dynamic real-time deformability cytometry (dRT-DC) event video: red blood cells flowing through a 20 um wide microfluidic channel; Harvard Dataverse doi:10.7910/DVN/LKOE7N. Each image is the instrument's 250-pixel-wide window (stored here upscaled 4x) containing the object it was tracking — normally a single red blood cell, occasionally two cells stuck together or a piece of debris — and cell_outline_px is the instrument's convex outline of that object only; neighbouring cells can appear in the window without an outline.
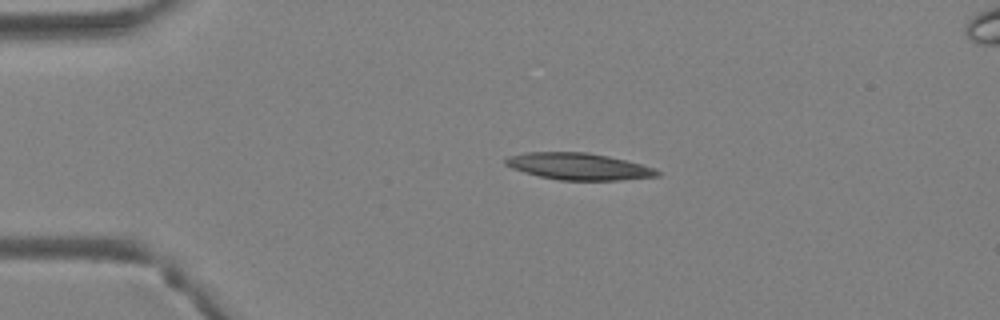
{"species": "Egyptian fruit bat (a non-hibernating species)", "species_latin": "Rousettus aegyptiacus", "temperature_condition": "warm", "stored_images_in_passage": 34, "camera_frame_rate_fps": 3000, "um_per_image_px": 0.085, "animal": {"sex": "female"}, "frame": {"image": 1, "passage_image": 2, "time_ms": 0.333, "image_size_px": [1000, 320], "cell_outline_px": [[660, 176], [620, 180], [560, 180], [540, 176], [524, 172], [512, 168], [504, 164], [504, 160], [508, 156], [524, 152], [588, 152], [608, 156], [656, 168], [660, 172]], "centroid_in_image_um": [49.17, 14.14], "position_along_channel_um": 35.8, "area_um2": 23.64}}
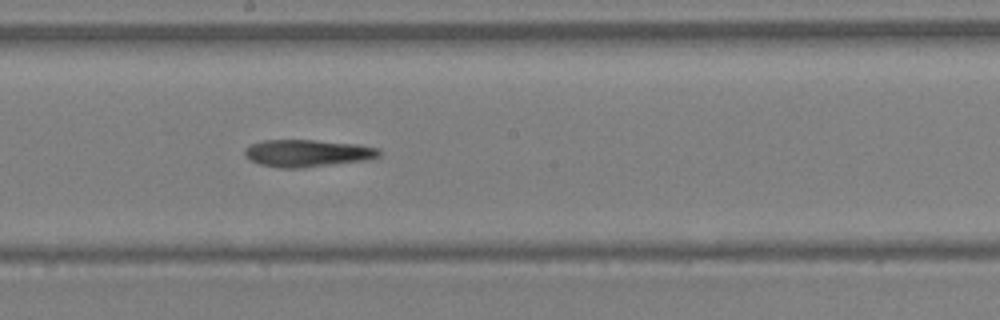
{"frame": {"image": 2, "passage_image": 16, "time_ms": 5.0, "image_size_px": [1000, 320], "cell_outline_px": [[384, 152], [380, 156], [368, 160], [304, 168], [280, 168], [260, 164], [248, 160], [244, 156], [244, 148], [252, 144], [264, 140], [316, 140], [356, 144], [380, 148]], "centroid_in_image_um": [26.16, 13.03], "position_along_channel_um": 222.0, "area_um2": 21.68}}
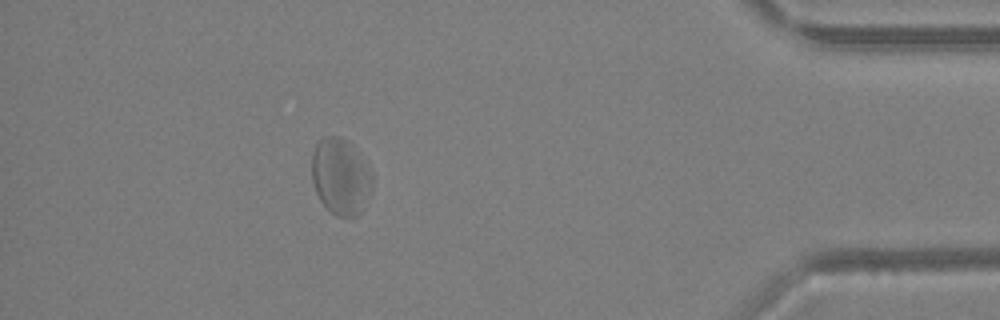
{"frame": {"image": 3, "passage_image": 30, "time_ms": 9.667, "image_size_px": [1000, 320], "cell_outline_px": [[372, 188], [360, 212], [356, 216], [336, 216], [320, 200], [316, 192], [312, 180], [312, 152], [316, 144], [324, 136], [340, 136], [348, 140], [368, 164], [372, 172]], "centroid_in_image_um": [28.95, 14.97], "position_along_channel_um": 406.2, "area_um2": 26.93}, "authors_computed_cell_mechanics": {"area_um2": 23.2067, "velocity_mm_per_s": 4.9447, "shape_relaxation_time_tau1_ms": 8.5816, "shape_relaxation_time_tau2_ms": 9.5258, "deformation_change_tau1": 0.2042, "deformation_change_tau2": 0.2523}}